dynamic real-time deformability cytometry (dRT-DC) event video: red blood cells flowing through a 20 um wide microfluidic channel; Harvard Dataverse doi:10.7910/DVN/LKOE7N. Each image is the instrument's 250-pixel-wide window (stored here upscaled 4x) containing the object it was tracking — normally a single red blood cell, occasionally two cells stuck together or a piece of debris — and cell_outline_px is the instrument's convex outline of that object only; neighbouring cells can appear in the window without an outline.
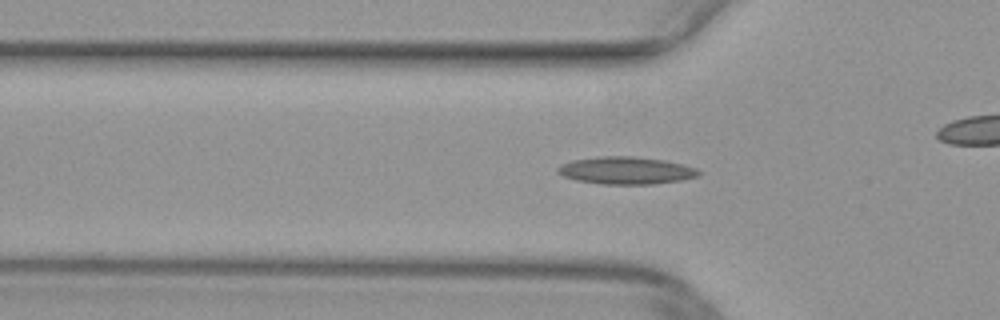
{"species": "common noctule bat (a hibernating species)", "species_latin": "Nyctalus noctula", "temperature_condition": "warm", "stored_images_in_passage": 39, "camera_frame_rate_fps": 3000, "um_per_image_px": 0.085, "animal": {"sex": "female", "body_mass_g": 29.2, "forearm_length_mm": 56.3}, "frame": {"image": 1, "passage_image": 4, "time_ms": 1.0, "image_size_px": [1000, 320], "cell_outline_px": [[700, 176], [680, 180], [656, 184], [604, 184], [576, 180], [564, 176], [556, 172], [556, 168], [560, 164], [572, 160], [600, 156], [632, 156], [664, 160], [696, 168], [700, 172]], "centroid_in_image_um": [53.18, 14.49], "position_along_channel_um": 72.6, "area_um2": 22.48}}
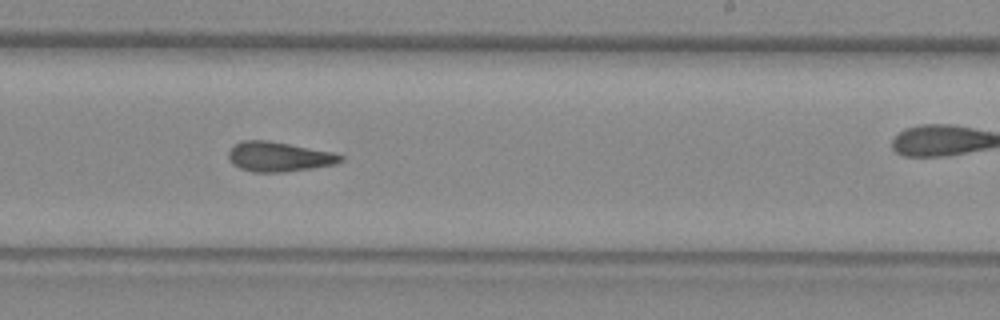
{"frame": {"image": 2, "passage_image": 18, "time_ms": 5.667, "image_size_px": [1000, 320], "cell_outline_px": [[344, 160], [336, 164], [312, 168], [284, 172], [252, 172], [240, 168], [232, 164], [228, 160], [228, 152], [236, 144], [244, 140], [268, 140], [336, 152], [344, 156]], "centroid_in_image_um": [23.74, 13.32], "position_along_channel_um": 265.3, "area_um2": 19.65}}
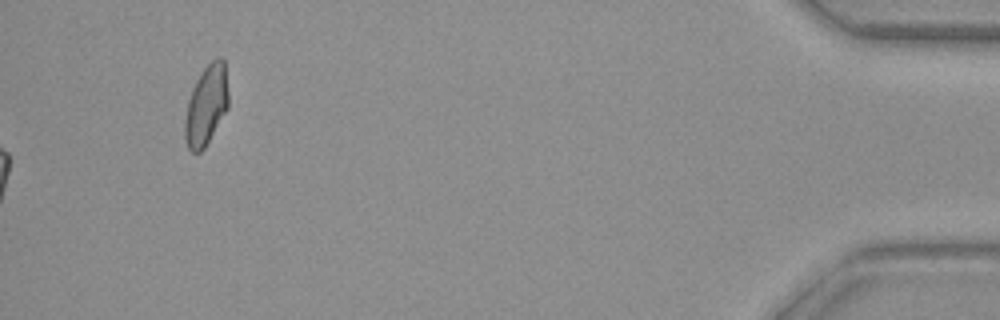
{"frame": {"image": 3, "passage_image": 39, "time_ms": 12.667, "image_size_px": [1000, 320], "cell_outline_px": [[228, 108], [204, 148], [200, 152], [192, 152], [188, 148], [184, 136], [184, 120], [188, 100], [192, 88], [196, 80], [204, 68], [216, 56], [220, 56], [224, 60], [228, 92]], "centroid_in_image_um": [17.52, 8.93], "position_along_channel_um": 417.7, "area_um2": 20.29}}